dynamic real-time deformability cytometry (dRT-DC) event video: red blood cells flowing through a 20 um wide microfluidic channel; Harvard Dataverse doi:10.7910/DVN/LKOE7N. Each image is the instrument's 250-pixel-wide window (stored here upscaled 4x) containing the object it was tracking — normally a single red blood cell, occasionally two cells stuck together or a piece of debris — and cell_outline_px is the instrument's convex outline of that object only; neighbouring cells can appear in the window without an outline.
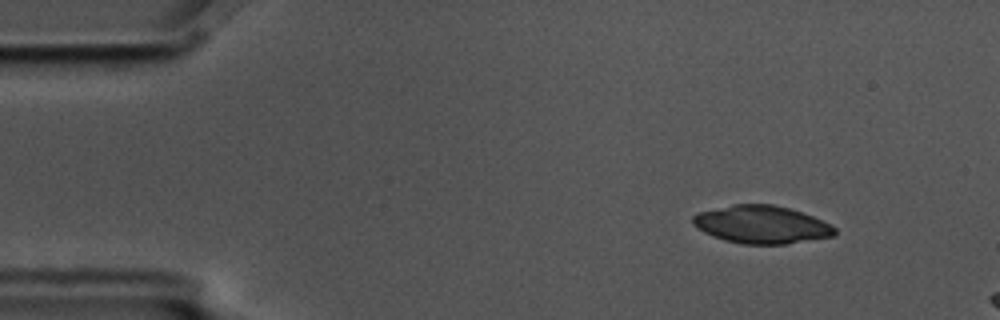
{"species": "common noctule bat (a hibernating species)", "species_latin": "Nyctalus noctula", "temperature_condition": "cold", "stored_images_in_passage": 11, "camera_frame_rate_fps": 3000, "um_per_image_px": 0.085, "animal": {"sex": "male", "body_mass_g": 17.5, "forearm_length_mm": 52.3}, "frame": {"image": 1, "passage_image": 2, "time_ms": 0.333, "image_size_px": [1000, 320], "cell_outline_px": [[836, 236], [784, 244], [740, 244], [724, 240], [712, 236], [696, 228], [692, 224], [692, 216], [700, 212], [732, 204], [772, 204], [788, 208], [812, 216], [836, 228]], "centroid_in_image_um": [64.7, 19.09], "position_along_channel_um": 20.3, "area_um2": 31.21}}